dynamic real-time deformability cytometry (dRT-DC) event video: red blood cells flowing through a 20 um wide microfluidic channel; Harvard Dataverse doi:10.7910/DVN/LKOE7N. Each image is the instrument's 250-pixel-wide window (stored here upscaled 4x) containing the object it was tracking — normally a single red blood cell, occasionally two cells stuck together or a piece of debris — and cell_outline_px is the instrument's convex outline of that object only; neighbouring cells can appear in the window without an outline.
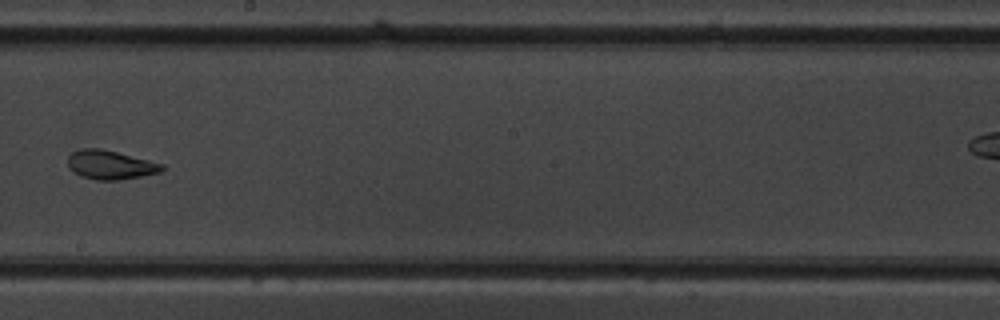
{"species": "common noctule bat (a hibernating species)", "species_latin": "Nyctalus noctula", "temperature_condition": "warm", "stored_images_in_passage": 10, "segment_of_instrument_passage": [1, 2], "camera_frame_rate_fps": 3000, "um_per_image_px": 0.085, "animal": {"sex": "male", "body_mass_g": 19.5, "forearm_length_mm": 54.6}, "frame": {"image": 1, "passage_image": 9, "time_ms": 10.0, "image_size_px": [1000, 320], "cell_outline_px": [[164, 168], [160, 172], [140, 176], [116, 180], [96, 180], [80, 176], [72, 172], [68, 164], [68, 156], [72, 152], [80, 148], [100, 148], [164, 164]], "centroid_in_image_um": [9.33, 14.01], "position_along_channel_um": 238.9, "area_um2": 15.78}}